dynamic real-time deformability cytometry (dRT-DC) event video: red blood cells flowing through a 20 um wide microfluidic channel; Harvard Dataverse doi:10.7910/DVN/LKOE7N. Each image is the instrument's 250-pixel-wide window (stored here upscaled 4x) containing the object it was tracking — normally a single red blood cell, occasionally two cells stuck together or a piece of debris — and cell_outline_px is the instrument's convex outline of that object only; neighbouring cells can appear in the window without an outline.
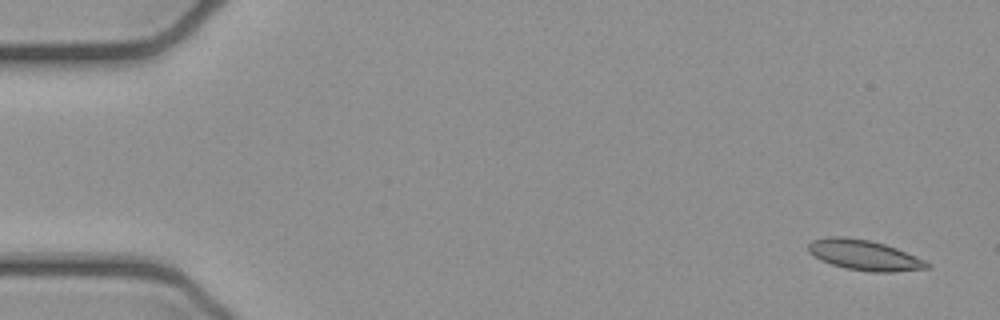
{"species": "common noctule bat (a hibernating species)", "species_latin": "Nyctalus noctula", "temperature_condition": "cold", "stored_images_in_passage": 4, "camera_frame_rate_fps": 3000, "um_per_image_px": 0.085, "animal": {"sex": "female", "body_mass_g": 21.9}, "frame": {"image": 1, "passage_image": 1, "time_ms": 0.0, "image_size_px": [1000, 320], "cell_outline_px": [[932, 268], [892, 272], [872, 272], [848, 268], [832, 264], [808, 252], [808, 244], [812, 240], [828, 236], [844, 236], [868, 240], [884, 244], [896, 248], [924, 260], [932, 264]], "centroid_in_image_um": [73.49, 21.68], "position_along_channel_um": 11.5, "area_um2": 20.75}}
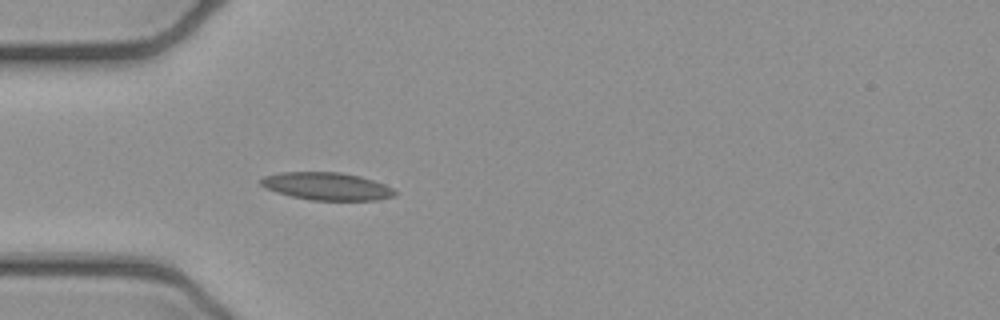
{"frame": {"image": 2, "passage_image": 4, "time_ms": 1.0, "image_size_px": [1000, 320], "cell_outline_px": [[396, 196], [376, 200], [308, 200], [292, 196], [264, 188], [260, 184], [260, 180], [264, 176], [280, 172], [340, 172], [360, 176], [384, 184], [392, 188], [396, 192]], "centroid_in_image_um": [27.77, 15.83], "position_along_channel_um": 57.2, "area_um2": 21.56}}